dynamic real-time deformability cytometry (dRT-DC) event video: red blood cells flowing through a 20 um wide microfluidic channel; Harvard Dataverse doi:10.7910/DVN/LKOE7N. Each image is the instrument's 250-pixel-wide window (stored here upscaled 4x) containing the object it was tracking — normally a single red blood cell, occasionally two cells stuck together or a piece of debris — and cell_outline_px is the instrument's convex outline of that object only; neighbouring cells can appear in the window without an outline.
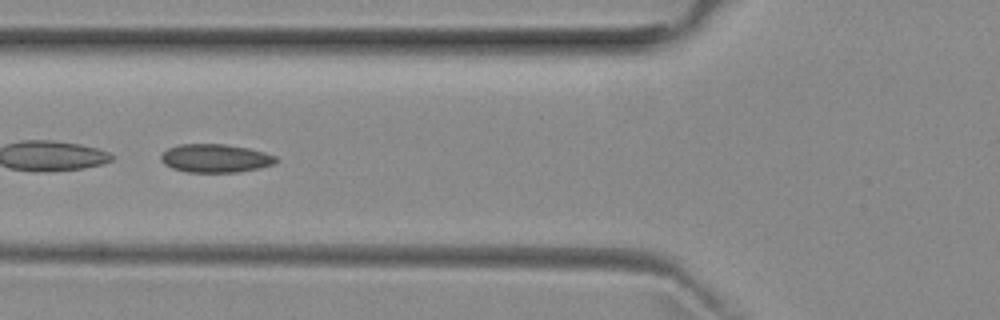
{"species": "common noctule bat (a hibernating species)", "species_latin": "Nyctalus noctula", "temperature_condition": "room temperature", "stored_images_in_passage": 35, "camera_frame_rate_fps": 3000, "um_per_image_px": 0.085, "animal": {"sex": "female", "body_mass_g": 29.2, "forearm_length_mm": 56.3}, "frame": {"image": 1, "passage_image": 11, "time_ms": 3.333, "image_size_px": [1000, 320], "cell_outline_px": [[280, 160], [272, 164], [260, 168], [236, 172], [188, 172], [172, 168], [164, 164], [160, 160], [160, 156], [168, 148], [180, 144], [228, 144], [248, 148], [264, 152], [276, 156]], "centroid_in_image_um": [18.31, 13.45], "position_along_channel_um": 107.5, "area_um2": 19.07}}
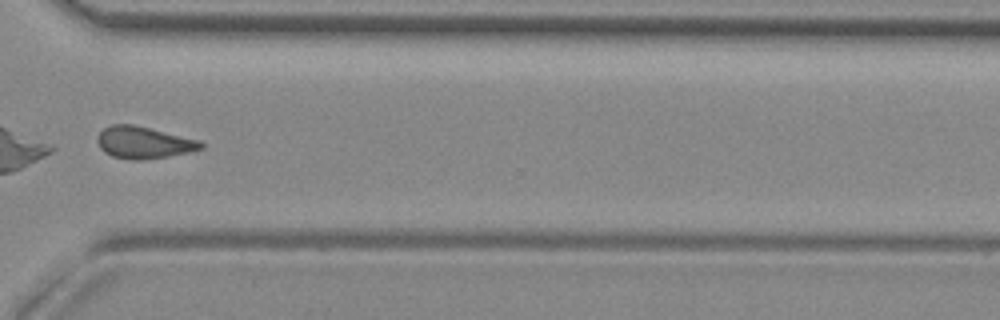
{"frame": {"image": 2, "passage_image": 30, "time_ms": 9.667, "image_size_px": [1000, 320], "cell_outline_px": [[204, 148], [188, 152], [168, 156], [140, 160], [132, 160], [112, 156], [104, 152], [100, 148], [96, 140], [100, 132], [104, 128], [112, 124], [132, 124], [200, 140], [204, 144]], "centroid_in_image_um": [12.2, 12.12], "position_along_channel_um": 358.4, "area_um2": 19.19}, "authors_computed_cell_mechanics": {"area_um2": 19.074, "velocity_mm_per_s": 3.9599, "shape_relaxation_time_tau1_ms": null, "shape_relaxation_time_tau2_ms": 5.585, "deformation_change_tau1": null, "deformation_change_tau2": 0.1107}}